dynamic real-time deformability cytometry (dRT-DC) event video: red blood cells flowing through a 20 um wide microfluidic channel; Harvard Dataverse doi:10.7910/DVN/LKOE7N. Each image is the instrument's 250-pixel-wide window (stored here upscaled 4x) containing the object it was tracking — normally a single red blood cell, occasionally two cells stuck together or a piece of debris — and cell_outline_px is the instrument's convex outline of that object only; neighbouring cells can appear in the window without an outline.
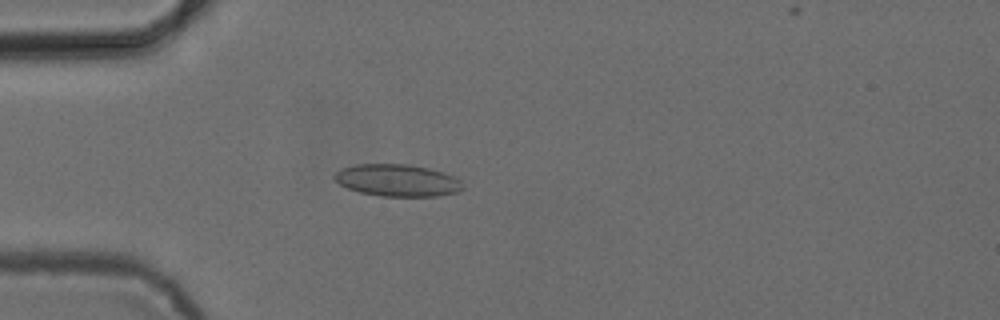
{"species": "common noctule bat (a hibernating species)", "species_latin": "Nyctalus noctula", "temperature_condition": "cold", "stored_images_in_passage": 11, "camera_frame_rate_fps": 3000, "um_per_image_px": 0.085, "animal": {"sex": "female", "body_mass_g": 24.6, "forearm_length_mm": 56.2}, "frame": {"image": 1, "passage_image": 9, "time_ms": 2.667, "image_size_px": [1000, 320], "cell_outline_px": [[464, 188], [456, 192], [436, 196], [380, 196], [360, 192], [348, 188], [340, 184], [332, 176], [340, 168], [356, 164], [408, 164], [428, 168], [444, 172], [460, 180], [464, 184]], "centroid_in_image_um": [33.77, 15.32], "position_along_channel_um": 51.2, "area_um2": 23.99}}